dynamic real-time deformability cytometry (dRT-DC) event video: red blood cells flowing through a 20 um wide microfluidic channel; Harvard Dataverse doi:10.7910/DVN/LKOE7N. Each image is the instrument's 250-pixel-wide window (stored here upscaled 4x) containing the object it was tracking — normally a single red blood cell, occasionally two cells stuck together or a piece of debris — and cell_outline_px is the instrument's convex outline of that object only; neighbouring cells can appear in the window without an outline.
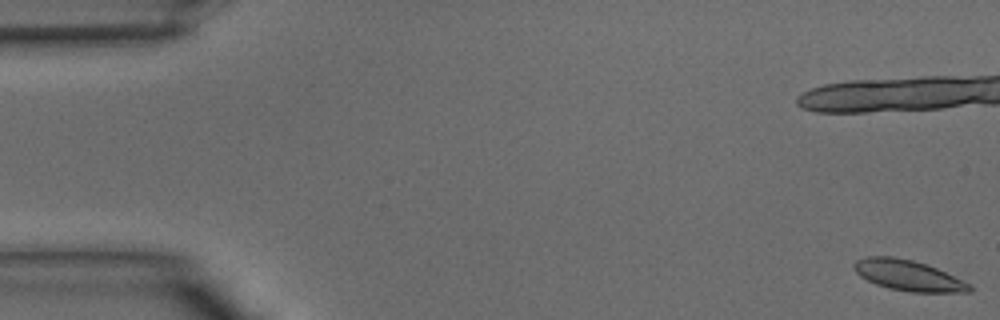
{"species": "common noctule bat (a hibernating species)", "species_latin": "Nyctalus noctula", "temperature_condition": "warm", "stored_images_in_passage": 4, "camera_frame_rate_fps": 3000, "um_per_image_px": 0.085, "animal": {"sex": "male", "body_mass_g": 15.6}, "frame": {"image": 1, "passage_image": 1, "time_ms": 0.0, "image_size_px": [1000, 320], "cell_outline_px": [[972, 288], [968, 292], [912, 292], [888, 288], [876, 284], [860, 276], [852, 268], [852, 264], [856, 260], [864, 256], [892, 256], [912, 260], [936, 268], [972, 284]], "centroid_in_image_um": [77.16, 23.4], "position_along_channel_um": 7.8, "area_um2": 20.58}}